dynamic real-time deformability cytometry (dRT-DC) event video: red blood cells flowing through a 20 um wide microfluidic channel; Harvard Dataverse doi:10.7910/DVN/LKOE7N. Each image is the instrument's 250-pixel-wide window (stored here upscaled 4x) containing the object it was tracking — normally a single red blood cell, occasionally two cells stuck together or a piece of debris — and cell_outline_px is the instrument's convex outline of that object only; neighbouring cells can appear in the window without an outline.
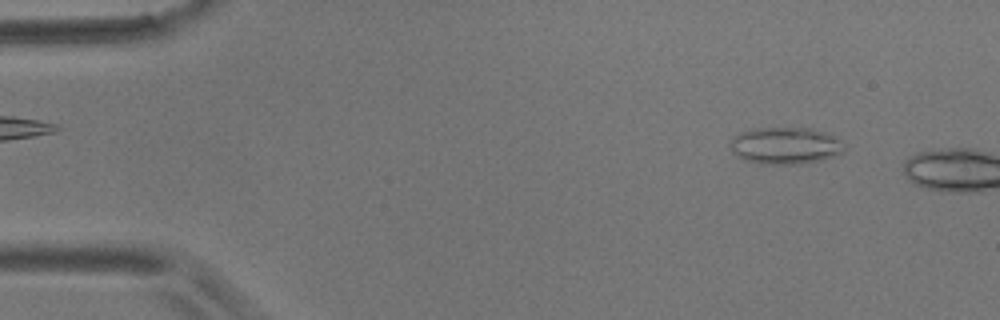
{"species": "common noctule bat (a hibernating species)", "species_latin": "Nyctalus noctula", "temperature_condition": "room temperature", "stored_images_in_passage": 2, "camera_frame_rate_fps": 3000, "um_per_image_px": 0.085, "animal": {"sex": "male", "body_mass_g": 17.9}, "frame": {"image": 1, "passage_image": 1, "time_ms": 0.0, "image_size_px": [1000, 320], "cell_outline_px": [[848, 144], [844, 152], [836, 156], [820, 160], [800, 164], [756, 164], [744, 160], [736, 156], [732, 152], [728, 144], [728, 140], [732, 136], [740, 132], [756, 128], [812, 128], [824, 132]], "centroid_in_image_um": [66.73, 12.39], "position_along_channel_um": 18.3, "area_um2": 25.14}}